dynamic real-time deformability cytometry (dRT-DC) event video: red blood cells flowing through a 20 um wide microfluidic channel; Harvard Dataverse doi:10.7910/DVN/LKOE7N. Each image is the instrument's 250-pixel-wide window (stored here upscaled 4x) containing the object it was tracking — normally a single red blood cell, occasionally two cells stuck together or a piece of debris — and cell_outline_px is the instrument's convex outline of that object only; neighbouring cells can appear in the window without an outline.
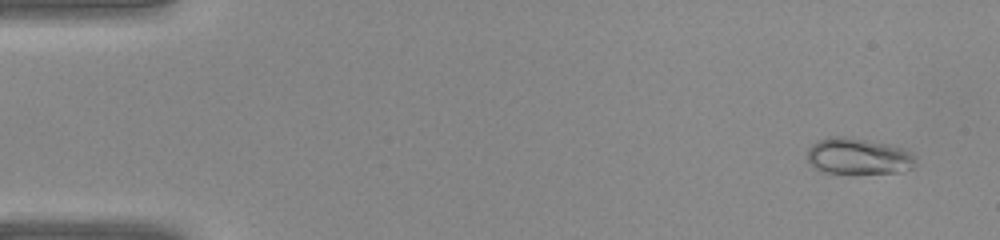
{"species": "common noctule bat (a hibernating species)", "species_latin": "Nyctalus noctula", "temperature_condition": "warm", "stored_images_in_passage": 41, "camera_frame_rate_fps": 3000, "um_per_image_px": 0.085, "animal": {"sex": "female", "body_mass_g": 22.0, "forearm_length_mm": 56.7}, "frame": {"image": 1, "passage_image": 3, "time_ms": 0.667, "image_size_px": [1000, 240], "cell_outline_px": [[916, 164], [912, 168], [900, 172], [852, 176], [820, 172], [808, 164], [808, 148], [816, 140], [828, 136], [852, 136], [892, 144], [908, 148], [916, 156]], "centroid_in_image_um": [72.98, 13.31], "position_along_channel_um": 12.0, "area_um2": 24.68}}
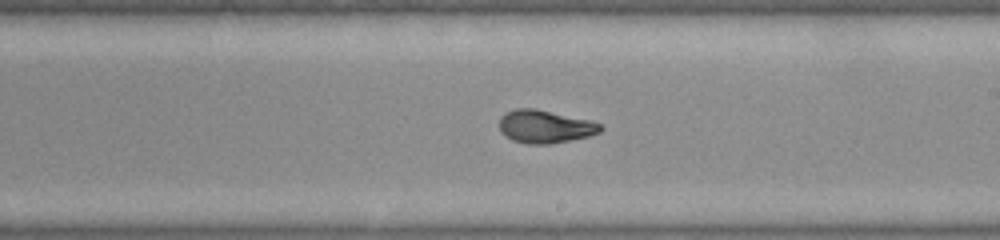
{"frame": {"image": 2, "passage_image": 24, "time_ms": 7.667, "image_size_px": [1000, 240], "cell_outline_px": [[604, 128], [600, 132], [588, 136], [548, 144], [528, 144], [512, 140], [504, 136], [500, 132], [500, 116], [504, 112], [516, 108], [532, 108], [588, 120], [600, 124]], "centroid_in_image_um": [46.26, 10.76], "position_along_channel_um": 242.7, "area_um2": 19.25}}
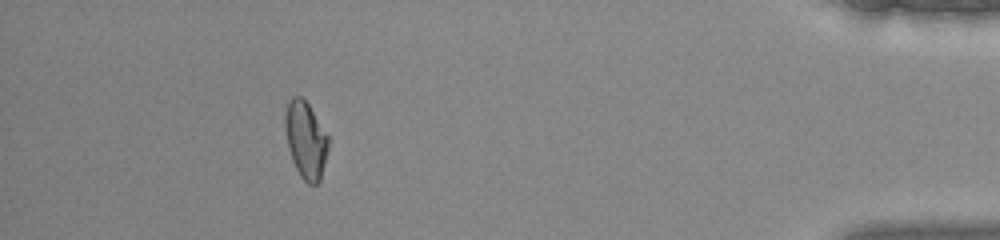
{"frame": {"image": 3, "passage_image": 37, "time_ms": 12.0, "image_size_px": [1000, 240], "cell_outline_px": [[328, 148], [320, 180], [316, 184], [308, 184], [300, 176], [292, 160], [288, 148], [284, 128], [284, 116], [288, 104], [292, 96], [300, 96], [308, 104], [328, 136]], "centroid_in_image_um": [25.96, 11.9], "position_along_channel_um": 409.2, "area_um2": 19.19}}